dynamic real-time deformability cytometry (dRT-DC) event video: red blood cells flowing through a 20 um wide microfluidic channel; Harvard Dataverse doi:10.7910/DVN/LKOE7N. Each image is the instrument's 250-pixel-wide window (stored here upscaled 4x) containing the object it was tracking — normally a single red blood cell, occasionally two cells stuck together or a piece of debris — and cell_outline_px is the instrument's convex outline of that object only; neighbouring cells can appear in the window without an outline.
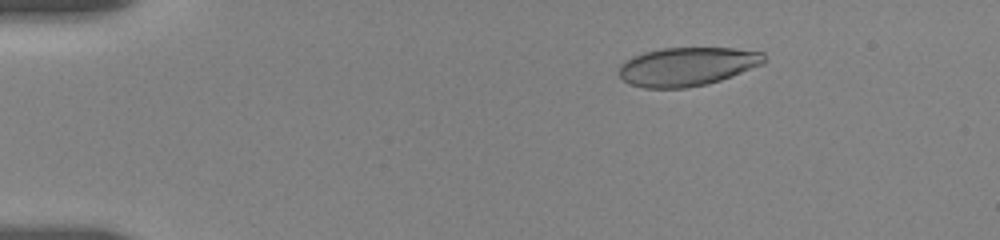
{"species": "human", "species_latin": "Homo sapiens", "temperature_condition": "room temperature", "stored_images_in_passage": 46, "camera_frame_rate_fps": 3000, "um_per_image_px": 0.085, "donor": {"sex": "female"}, "frame": {"image": 1, "passage_image": 5, "time_ms": 2.333, "image_size_px": [1000, 240], "cell_outline_px": [[764, 64], [732, 76], [708, 84], [684, 88], [644, 88], [628, 84], [620, 76], [620, 64], [624, 60], [632, 56], [644, 52], [664, 48], [732, 48], [764, 52]], "centroid_in_image_um": [58.4, 5.66], "position_along_channel_um": 26.6, "area_um2": 32.77}}
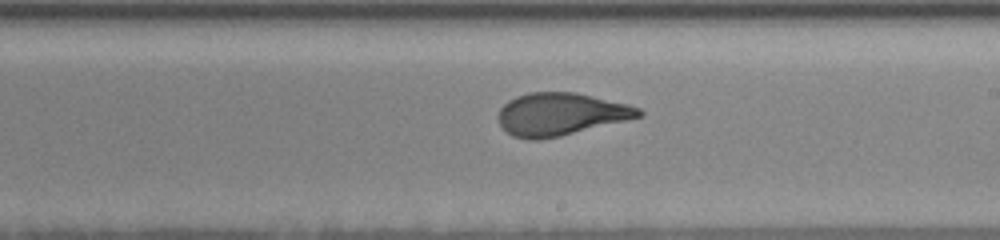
{"frame": {"image": 2, "passage_image": 24, "time_ms": 10.333, "image_size_px": [1000, 240], "cell_outline_px": [[644, 116], [560, 136], [540, 140], [528, 140], [512, 136], [500, 124], [500, 108], [508, 100], [516, 96], [528, 92], [576, 92], [628, 104], [640, 108], [644, 112]], "centroid_in_image_um": [47.68, 9.7], "position_along_channel_um": 241.3, "area_um2": 34.85}}
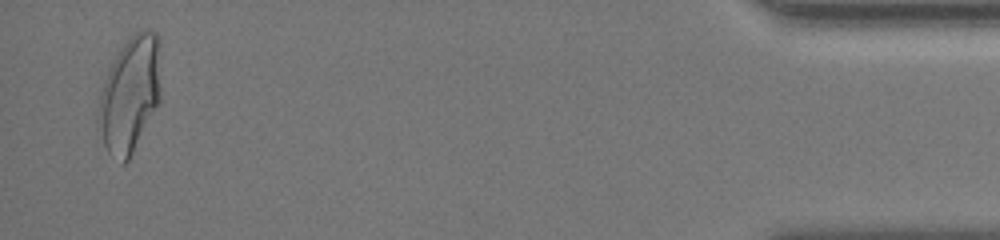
{"frame": {"image": 3, "passage_image": 46, "time_ms": 17.333, "image_size_px": [1000, 240], "cell_outline_px": [[160, 100], [128, 160], [124, 164], [120, 164], [108, 152], [96, 132], [96, 120], [100, 92], [104, 80], [120, 48], [128, 36], [140, 28], [152, 28], [160, 36]], "centroid_in_image_um": [11.03, 7.98], "position_along_channel_um": 424.2, "area_um2": 43.06}, "authors_computed_cell_mechanics": {"area_um2": 34.9401, "velocity_mm_per_s": 3.6537, "shape_relaxation_time_tau1_ms": 4.823, "shape_relaxation_time_tau2_ms": 0.8903, "deformation_change_tau1": 0.1868, "deformation_change_tau2": 0.0742}}